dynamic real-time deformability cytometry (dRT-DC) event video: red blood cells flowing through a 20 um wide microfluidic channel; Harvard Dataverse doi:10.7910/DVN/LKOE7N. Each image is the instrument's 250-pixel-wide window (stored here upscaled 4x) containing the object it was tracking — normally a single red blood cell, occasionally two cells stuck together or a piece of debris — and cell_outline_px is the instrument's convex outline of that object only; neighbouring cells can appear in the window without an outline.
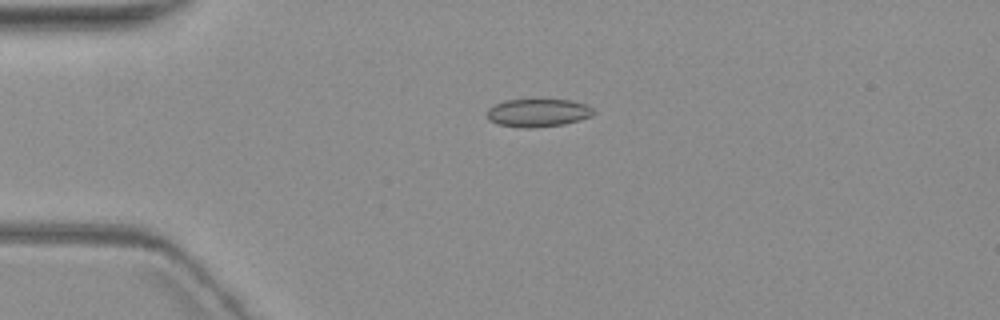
{"species": "common noctule bat (a hibernating species)", "species_latin": "Nyctalus noctula", "temperature_condition": "warm", "stored_images_in_passage": 2, "camera_frame_rate_fps": 3000, "um_per_image_px": 0.085, "animal": {"sex": "female", "body_mass_g": 19.3, "forearm_length_mm": 54.1}, "frame": {"image": 1, "passage_image": 1, "time_ms": 0.0, "image_size_px": [1000, 320], "cell_outline_px": [[596, 112], [592, 116], [580, 120], [564, 124], [532, 128], [524, 128], [496, 124], [488, 120], [488, 108], [504, 100], [572, 100], [584, 104], [592, 108]], "centroid_in_image_um": [45.73, 9.6], "position_along_channel_um": 39.3, "area_um2": 17.4}}